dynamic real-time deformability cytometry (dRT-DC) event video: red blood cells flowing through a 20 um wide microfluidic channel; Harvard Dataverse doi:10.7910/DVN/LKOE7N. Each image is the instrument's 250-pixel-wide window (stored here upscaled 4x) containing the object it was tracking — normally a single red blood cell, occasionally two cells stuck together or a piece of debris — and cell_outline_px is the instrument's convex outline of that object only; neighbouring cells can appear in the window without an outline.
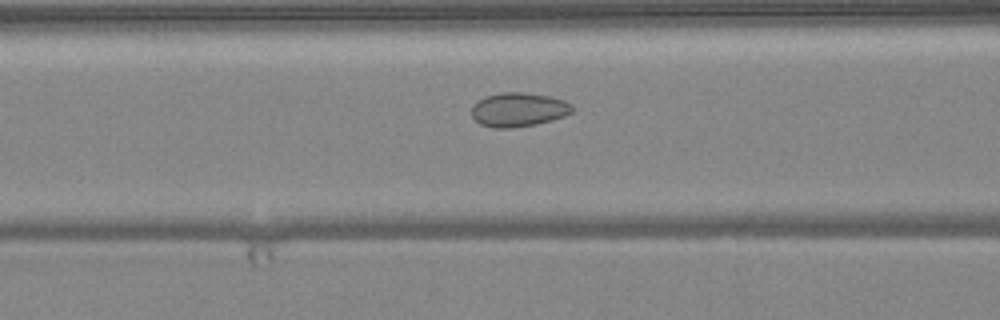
{"species": "common noctule bat (a hibernating species)", "species_latin": "Nyctalus noctula", "temperature_condition": "warm", "stored_images_in_passage": 50, "camera_frame_rate_fps": 3000, "um_per_image_px": 0.085, "animal": {"sex": "female", "body_mass_g": 24.6, "forearm_length_mm": 56.2}, "frame": {"image": 1, "passage_image": 20, "time_ms": 6.333, "image_size_px": [1000, 320], "cell_outline_px": [[572, 112], [564, 116], [552, 120], [536, 124], [512, 128], [492, 128], [480, 124], [472, 116], [472, 104], [476, 100], [484, 96], [500, 92], [524, 92], [548, 96], [564, 100], [572, 104]], "centroid_in_image_um": [44.03, 9.31], "position_along_channel_um": 122.6, "area_um2": 20.17}}
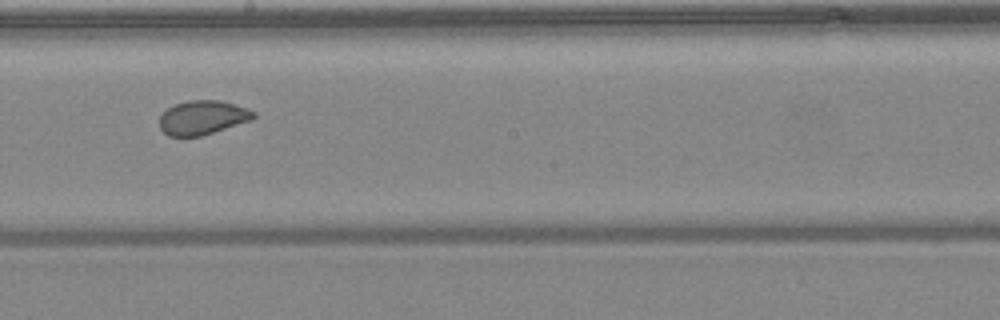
{"frame": {"image": 2, "passage_image": 28, "time_ms": 9.0, "image_size_px": [1000, 320], "cell_outline_px": [[256, 116], [252, 120], [200, 136], [168, 136], [160, 128], [160, 116], [168, 108], [176, 104], [192, 100], [220, 100], [256, 112]], "centroid_in_image_um": [17.22, 10.0], "position_along_channel_um": 231.0, "area_um2": 18.38}}
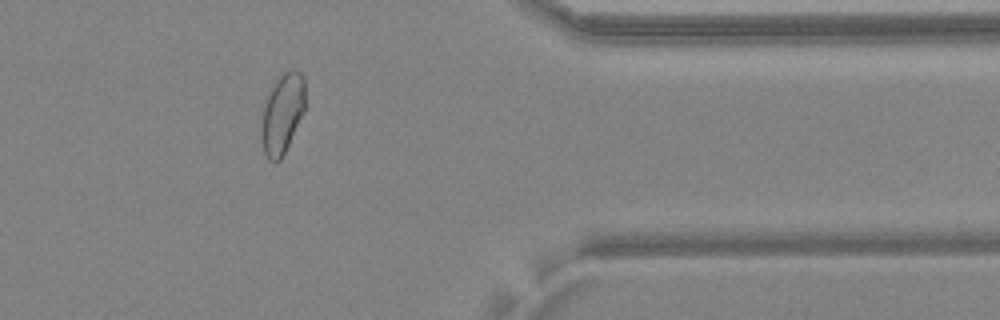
{"frame": {"image": 3, "passage_image": 41, "time_ms": 13.333, "image_size_px": [1000, 320], "cell_outline_px": [[304, 112], [280, 160], [268, 160], [264, 152], [260, 136], [264, 104], [276, 76], [284, 68], [292, 68], [300, 72], [304, 76]], "centroid_in_image_um": [23.99, 9.56], "position_along_channel_um": 387.4, "area_um2": 20.58}, "authors_computed_cell_mechanics": {"area_um2": 21.0681, "velocity_mm_per_s": 4.0757, "shape_relaxation_time_tau1_ms": null, "shape_relaxation_time_tau2_ms": 0.8227, "deformation_change_tau1": null, "deformation_change_tau2": 0.0466}}